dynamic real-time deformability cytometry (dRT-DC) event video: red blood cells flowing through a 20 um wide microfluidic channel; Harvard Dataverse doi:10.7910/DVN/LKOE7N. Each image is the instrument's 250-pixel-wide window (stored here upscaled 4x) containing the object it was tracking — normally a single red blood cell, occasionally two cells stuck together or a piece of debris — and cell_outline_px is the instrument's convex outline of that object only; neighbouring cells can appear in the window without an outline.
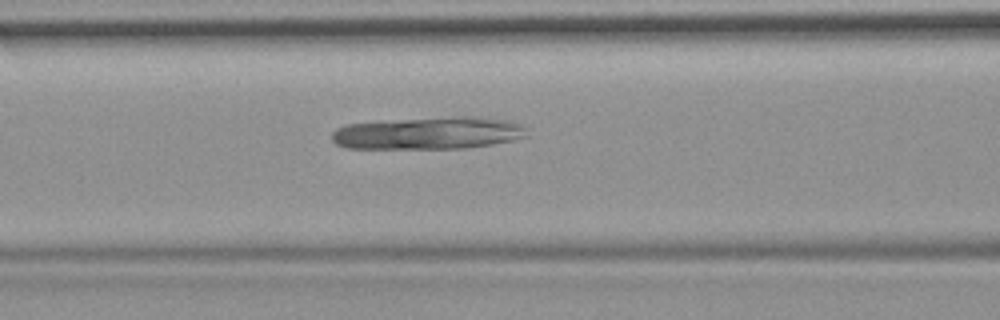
{"species": "common noctule bat (a hibernating species)", "species_latin": "Nyctalus noctula", "temperature_condition": "room temperature", "stored_images_in_passage": 13, "camera_frame_rate_fps": 3000, "um_per_image_px": 0.085, "animal": {"sex": "female", "body_mass_g": 19.9}, "frame": {"image": 1, "passage_image": 8, "time_ms": 2.333, "image_size_px": [1000, 320], "cell_outline_px": [[524, 136], [512, 140], [492, 144], [464, 148], [348, 148], [336, 144], [332, 140], [332, 132], [336, 128], [344, 124], [452, 116], [476, 116], [508, 120], [520, 124], [524, 128]], "centroid_in_image_um": [36.38, 11.31], "position_along_channel_um": 130.2, "area_um2": 36.53}}